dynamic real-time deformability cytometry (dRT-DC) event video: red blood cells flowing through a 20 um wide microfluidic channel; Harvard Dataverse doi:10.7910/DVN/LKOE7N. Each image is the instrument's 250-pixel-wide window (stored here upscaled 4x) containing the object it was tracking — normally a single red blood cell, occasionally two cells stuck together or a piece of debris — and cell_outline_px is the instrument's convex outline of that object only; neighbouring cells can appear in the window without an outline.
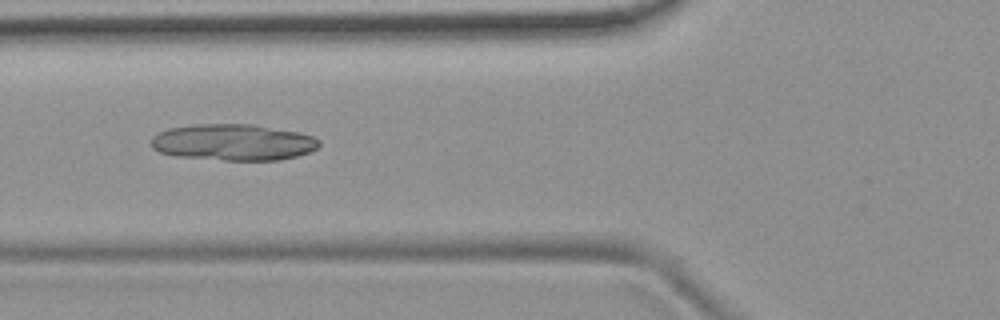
{"species": "common noctule bat (a hibernating species)", "species_latin": "Nyctalus noctula", "temperature_condition": "room temperature", "stored_images_in_passage": 40, "camera_frame_rate_fps": 3000, "um_per_image_px": 0.085, "animal": {"sex": "female", "body_mass_g": 19.9}, "frame": {"image": 1, "passage_image": 7, "time_ms": 2.0, "image_size_px": [1000, 320], "cell_outline_px": [[320, 144], [316, 148], [308, 152], [296, 156], [280, 160], [224, 160], [176, 156], [160, 152], [152, 148], [152, 136], [168, 128], [192, 124], [252, 124], [300, 132], [312, 136], [320, 140]], "centroid_in_image_um": [19.82, 12.09], "position_along_channel_um": 106.0, "area_um2": 35.66}}
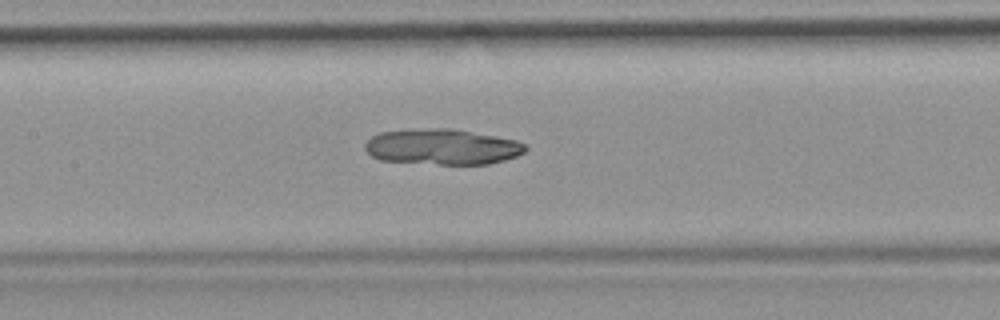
{"frame": {"image": 2, "passage_image": 12, "time_ms": 3.667, "image_size_px": [1000, 320], "cell_outline_px": [[528, 148], [524, 152], [516, 156], [504, 160], [488, 164], [440, 164], [380, 160], [372, 156], [364, 148], [364, 144], [372, 136], [380, 132], [428, 128], [452, 128], [496, 136], [516, 140], [524, 144]], "centroid_in_image_um": [37.59, 12.47], "position_along_channel_um": 169.8, "area_um2": 33.23}}